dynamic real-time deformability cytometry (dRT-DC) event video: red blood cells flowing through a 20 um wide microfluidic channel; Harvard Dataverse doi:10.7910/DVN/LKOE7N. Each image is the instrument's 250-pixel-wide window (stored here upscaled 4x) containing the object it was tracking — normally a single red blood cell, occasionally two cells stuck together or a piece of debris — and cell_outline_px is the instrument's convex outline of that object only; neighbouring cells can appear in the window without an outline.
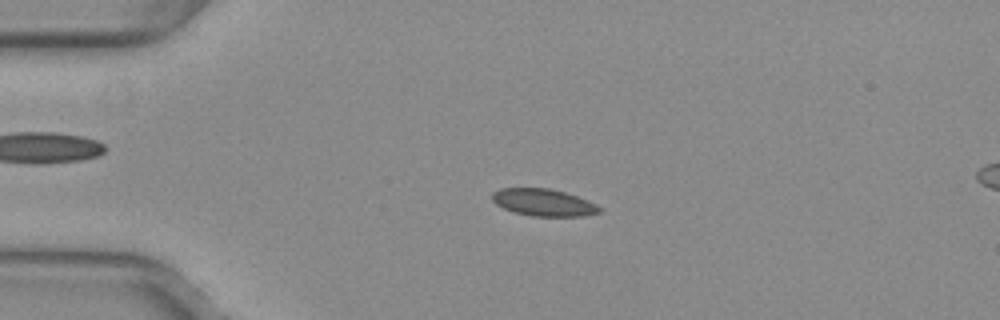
{"species": "common noctule bat (a hibernating species)", "species_latin": "Nyctalus noctula", "temperature_condition": "warm", "stored_images_in_passage": 52, "camera_frame_rate_fps": 3000, "um_per_image_px": 0.085, "animal": {"sex": "female", "body_mass_g": 29.2, "forearm_length_mm": 56.3}, "frame": {"image": 1, "passage_image": 12, "time_ms": 3.667, "image_size_px": [1000, 320], "cell_outline_px": [[604, 208], [600, 212], [584, 216], [532, 216], [516, 212], [504, 208], [496, 204], [492, 200], [492, 192], [500, 188], [548, 188], [564, 192], [588, 200]], "centroid_in_image_um": [46.22, 17.21], "position_along_channel_um": 38.8, "area_um2": 16.94}}
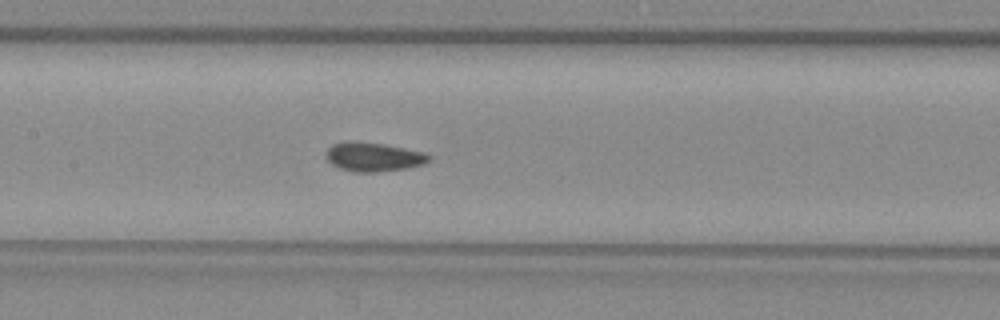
{"frame": {"image": 2, "passage_image": 25, "time_ms": 8.0, "image_size_px": [1000, 320], "cell_outline_px": [[432, 160], [424, 164], [408, 168], [376, 172], [356, 172], [340, 168], [332, 164], [324, 156], [324, 152], [332, 144], [348, 140], [352, 140], [384, 144], [424, 152], [432, 156]], "centroid_in_image_um": [31.74, 13.32], "position_along_channel_um": 175.7, "area_um2": 17.69}}
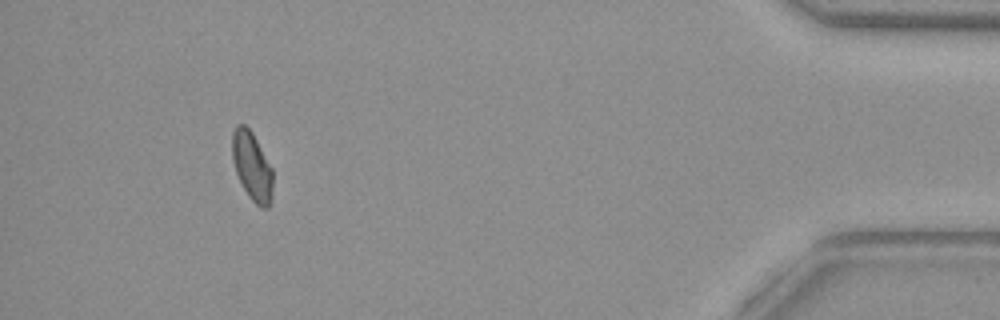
{"frame": {"image": 3, "passage_image": 48, "time_ms": 15.667, "image_size_px": [1000, 320], "cell_outline_px": [[272, 188], [268, 208], [260, 208], [248, 196], [236, 172], [232, 160], [232, 132], [236, 124], [244, 124], [252, 132], [272, 168]], "centroid_in_image_um": [21.4, 14.11], "position_along_channel_um": 413.8, "area_um2": 16.07}, "authors_computed_cell_mechanics": {"area_um2": 16.8487, "velocity_mm_per_s": 3.9582, "shape_relaxation_time_tau1_ms": null, "shape_relaxation_time_tau2_ms": 1.2556, "deformation_change_tau1": null, "deformation_change_tau2": 0.039}}